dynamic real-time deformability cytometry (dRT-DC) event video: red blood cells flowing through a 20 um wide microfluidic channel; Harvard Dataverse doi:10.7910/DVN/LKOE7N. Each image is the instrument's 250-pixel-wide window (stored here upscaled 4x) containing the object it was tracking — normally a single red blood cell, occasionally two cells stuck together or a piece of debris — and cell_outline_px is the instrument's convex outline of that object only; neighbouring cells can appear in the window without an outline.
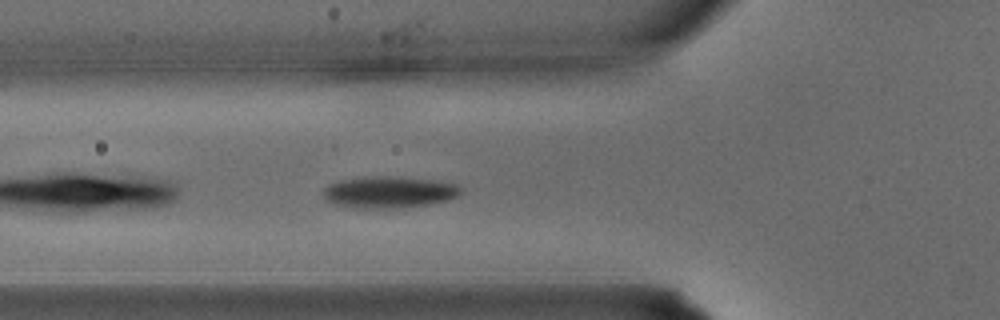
{"species": "common noctule bat (a hibernating species)", "species_latin": "Nyctalus noctula", "temperature_condition": "warm", "stored_images_in_passage": 19, "camera_frame_rate_fps": 3000, "um_per_image_px": 0.085, "animal": {"sex": "male", "body_mass_g": 15.6}, "frame": {"image": 1, "passage_image": 12, "time_ms": 3.667, "image_size_px": [1000, 320], "cell_outline_px": [[460, 196], [448, 200], [428, 204], [400, 208], [356, 208], [332, 204], [324, 196], [324, 188], [340, 180], [376, 176], [396, 176], [436, 180], [456, 184], [460, 188]], "centroid_in_image_um": [33.1, 16.33], "position_along_channel_um": 92.7, "area_um2": 25.32}}
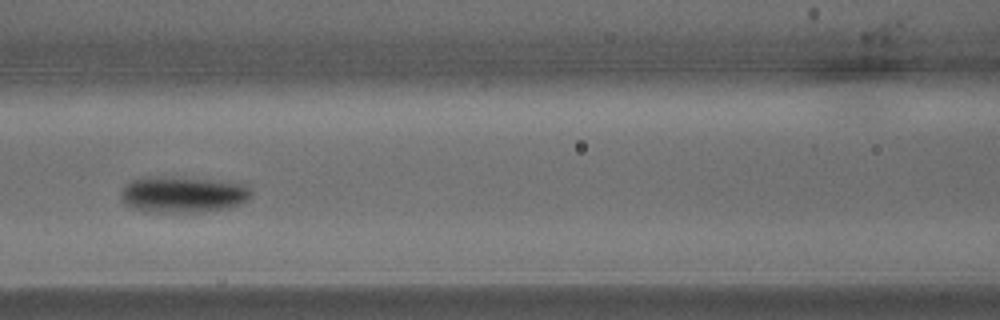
{"frame": {"image": 2, "passage_image": 15, "time_ms": 4.667, "image_size_px": [1000, 320], "cell_outline_px": [[252, 196], [248, 200], [240, 204], [228, 208], [204, 212], [148, 212], [132, 208], [124, 204], [124, 184], [132, 180], [212, 180], [248, 184], [252, 192]], "centroid_in_image_um": [15.68, 16.6], "position_along_channel_um": 150.9, "area_um2": 26.3}}
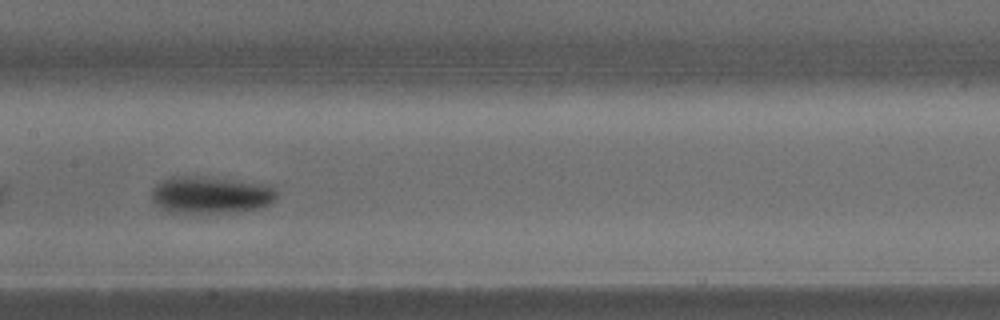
{"frame": {"image": 3, "passage_image": 17, "time_ms": 5.333, "image_size_px": [1000, 320], "cell_outline_px": [[276, 196], [268, 204], [256, 208], [232, 212], [168, 212], [156, 204], [152, 200], [152, 188], [156, 184], [172, 176], [200, 176], [256, 184], [272, 188], [276, 192]], "centroid_in_image_um": [17.8, 16.57], "position_along_channel_um": 189.6, "area_um2": 26.13}}